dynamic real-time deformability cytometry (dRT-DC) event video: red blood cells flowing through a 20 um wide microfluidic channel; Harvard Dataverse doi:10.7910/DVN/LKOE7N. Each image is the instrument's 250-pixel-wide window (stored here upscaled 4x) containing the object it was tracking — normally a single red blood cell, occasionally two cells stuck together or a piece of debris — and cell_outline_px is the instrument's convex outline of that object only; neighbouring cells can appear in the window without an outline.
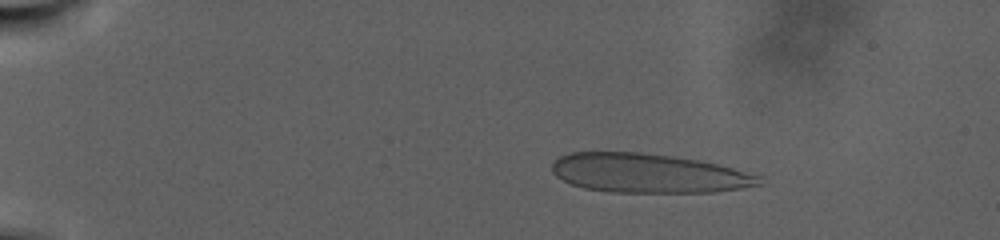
{"species": "human", "species_latin": "Homo sapiens", "temperature_condition": "warm", "stored_images_in_passage": 103, "camera_frame_rate_fps": 3000, "um_per_image_px": 0.085, "donor": {"sex": "male"}, "frame": {"image": 1, "passage_image": 18, "time_ms": 5.667, "image_size_px": [1000, 240], "cell_outline_px": [[764, 184], [716, 192], [612, 192], [584, 188], [572, 184], [556, 176], [552, 172], [552, 164], [560, 156], [568, 152], [640, 152], [672, 156], [696, 160], [716, 164], [764, 176]], "centroid_in_image_um": [55.14, 14.73], "position_along_channel_um": 29.9, "area_um2": 47.28}}
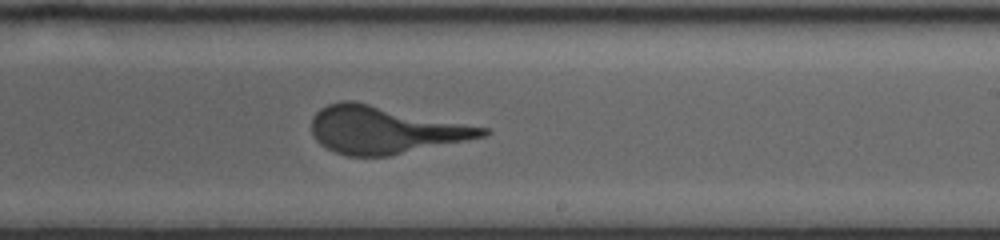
{"frame": {"image": 2, "passage_image": 66, "time_ms": 21.667, "image_size_px": [1000, 240], "cell_outline_px": [[492, 132], [488, 136], [388, 156], [348, 156], [336, 152], [320, 144], [316, 140], [312, 132], [312, 116], [320, 108], [328, 104], [340, 100], [356, 100], [492, 128]], "centroid_in_image_um": [32.78, 11.01], "position_along_channel_um": 256.2, "area_um2": 47.92}}
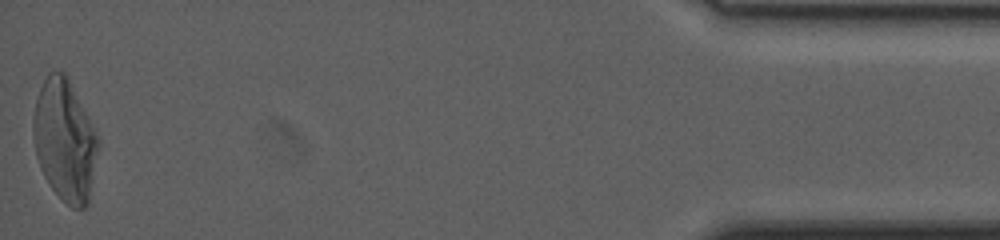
{"frame": {"image": 3, "passage_image": 103, "time_ms": 34.0, "image_size_px": [1000, 240], "cell_outline_px": [[100, 144], [88, 204], [84, 208], [72, 208], [52, 188], [44, 176], [40, 168], [36, 156], [32, 132], [32, 120], [36, 100], [40, 88], [48, 72], [64, 72], [68, 76], [100, 140]], "centroid_in_image_um": [5.51, 11.92], "position_along_channel_um": 429.7, "area_um2": 46.07}}